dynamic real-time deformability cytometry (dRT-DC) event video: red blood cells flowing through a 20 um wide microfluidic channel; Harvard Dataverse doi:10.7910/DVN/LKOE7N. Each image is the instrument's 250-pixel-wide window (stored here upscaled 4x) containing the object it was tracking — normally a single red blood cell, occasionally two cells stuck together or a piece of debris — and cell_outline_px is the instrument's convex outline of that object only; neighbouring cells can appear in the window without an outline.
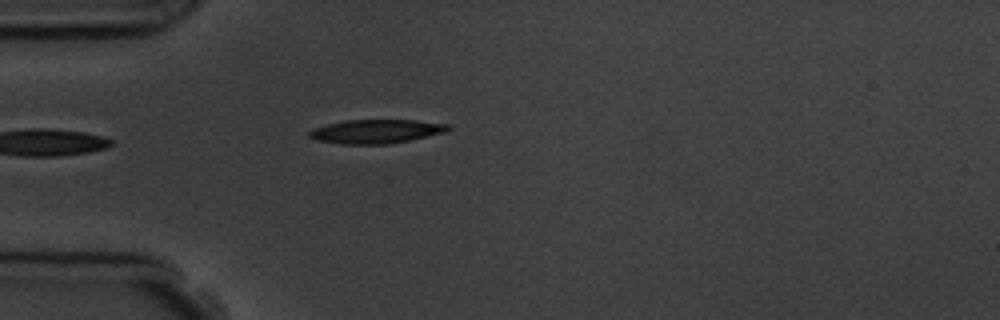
{"species": "common noctule bat (a hibernating species)", "species_latin": "Nyctalus noctula", "temperature_condition": "room temperature", "stored_images_in_passage": 4, "camera_frame_rate_fps": 3000, "um_per_image_px": 0.085, "animal": {"sex": "male", "body_mass_g": 19.5, "forearm_length_mm": 54.6}, "frame": {"image": 1, "passage_image": 4, "time_ms": 4.0, "image_size_px": [1000, 320], "cell_outline_px": [[452, 128], [448, 132], [412, 140], [388, 144], [340, 144], [316, 140], [308, 136], [308, 132], [312, 128], [344, 120], [416, 120], [448, 124]], "centroid_in_image_um": [32.0, 11.17], "position_along_channel_um": 53.0, "area_um2": 19.59}}